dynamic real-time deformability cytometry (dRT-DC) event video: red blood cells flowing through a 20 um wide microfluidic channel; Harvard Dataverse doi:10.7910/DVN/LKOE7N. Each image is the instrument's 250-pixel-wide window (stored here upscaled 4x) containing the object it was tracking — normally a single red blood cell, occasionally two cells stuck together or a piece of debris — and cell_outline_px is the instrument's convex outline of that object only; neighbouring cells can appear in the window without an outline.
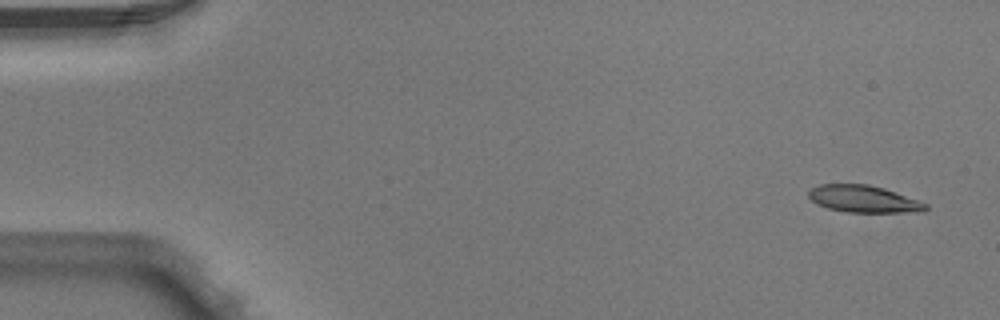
{"species": "Egyptian fruit bat (a non-hibernating species)", "species_latin": "Rousettus aegyptiacus", "temperature_condition": "warm", "stored_images_in_passage": 3, "camera_frame_rate_fps": 3000, "um_per_image_px": 0.085, "animal": {"sex": "male"}, "frame": {"image": 1, "passage_image": 1, "time_ms": 0.0, "image_size_px": [1000, 320], "cell_outline_px": [[928, 208], [924, 212], [848, 212], [828, 208], [816, 204], [808, 196], [808, 192], [812, 188], [820, 184], [868, 184], [884, 188], [920, 200], [928, 204]], "centroid_in_image_um": [73.45, 16.91], "position_along_channel_um": 11.6, "area_um2": 18.55}}
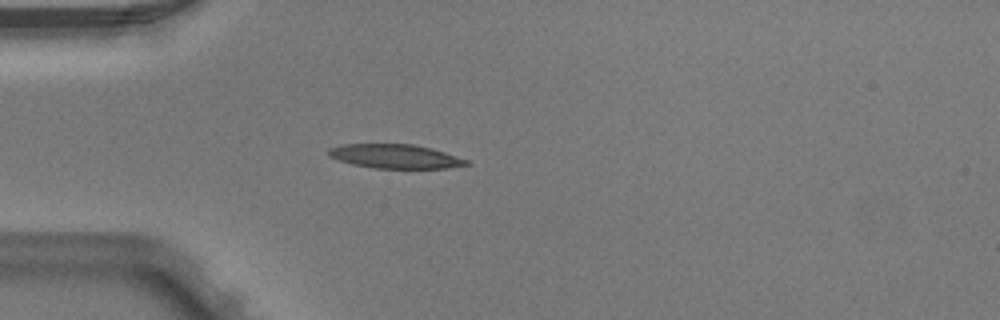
{"frame": {"image": 2, "passage_image": 3, "time_ms": 0.667, "image_size_px": [1000, 320], "cell_outline_px": [[472, 164], [448, 168], [376, 168], [352, 164], [328, 156], [328, 148], [340, 144], [412, 144], [432, 148], [468, 160]], "centroid_in_image_um": [33.59, 13.28], "position_along_channel_um": 51.4, "area_um2": 19.31}}